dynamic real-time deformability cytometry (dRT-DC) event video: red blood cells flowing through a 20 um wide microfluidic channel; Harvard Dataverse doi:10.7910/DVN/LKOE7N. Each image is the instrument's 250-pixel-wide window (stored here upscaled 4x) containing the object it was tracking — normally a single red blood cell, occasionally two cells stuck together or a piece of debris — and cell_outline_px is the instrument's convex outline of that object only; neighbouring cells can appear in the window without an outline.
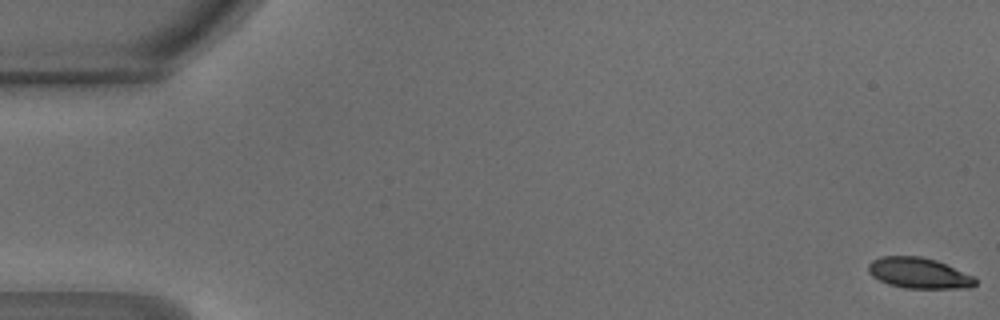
{"species": "common noctule bat (a hibernating species)", "species_latin": "Nyctalus noctula", "temperature_condition": "warm", "stored_images_in_passage": 48, "camera_frame_rate_fps": 3000, "um_per_image_px": 0.085, "animal": {"sex": "male", "body_mass_g": 18.8}, "frame": {"image": 1, "passage_image": 1, "time_ms": 0.0, "image_size_px": [1000, 320], "cell_outline_px": [[976, 284], [968, 288], [904, 288], [888, 284], [872, 276], [868, 272], [868, 264], [872, 260], [880, 256], [920, 256], [936, 260], [972, 276], [976, 280]], "centroid_in_image_um": [78.05, 23.21], "position_along_channel_um": 6.9, "area_um2": 19.02}}
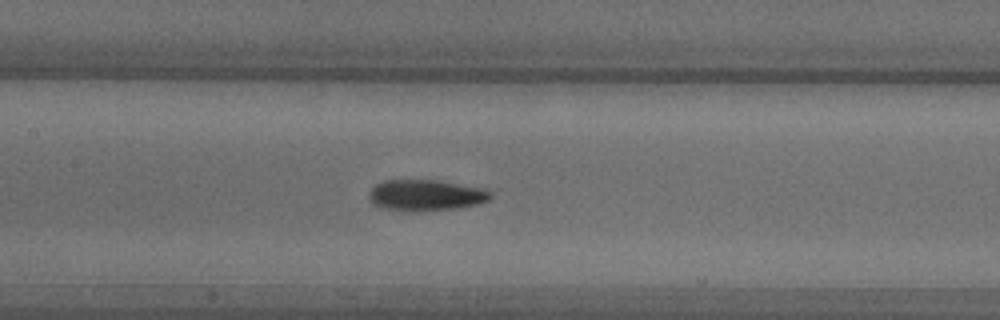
{"frame": {"image": 2, "passage_image": 23, "time_ms": 7.333, "image_size_px": [1000, 320], "cell_outline_px": [[492, 196], [488, 200], [476, 204], [460, 208], [416, 212], [384, 208], [372, 204], [368, 196], [368, 192], [376, 184], [384, 180], [436, 180], [484, 188], [492, 192]], "centroid_in_image_um": [36.19, 16.6], "position_along_channel_um": 171.2, "area_um2": 22.2}}
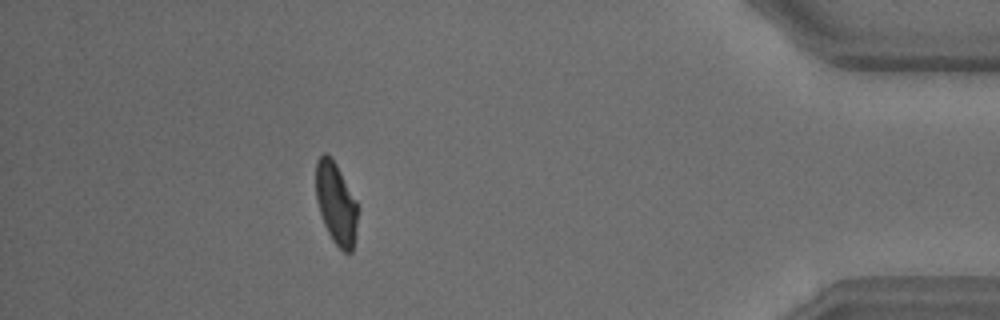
{"frame": {"image": 3, "passage_image": 43, "time_ms": 14.0, "image_size_px": [1000, 320], "cell_outline_px": [[360, 208], [356, 232], [352, 252], [344, 252], [332, 240], [324, 224], [316, 200], [316, 160], [324, 152], [328, 152], [336, 164], [360, 204]], "centroid_in_image_um": [28.6, 17.27], "position_along_channel_um": 406.6, "area_um2": 20.46}, "authors_computed_cell_mechanics": {"area_um2": 21.1259, "velocity_mm_per_s": 4.2584, "shape_relaxation_time_tau1_ms": 3.6529, "shape_relaxation_time_tau2_ms": 1.5171, "deformation_change_tau1": 0.1572, "deformation_change_tau2": 0.0692}}